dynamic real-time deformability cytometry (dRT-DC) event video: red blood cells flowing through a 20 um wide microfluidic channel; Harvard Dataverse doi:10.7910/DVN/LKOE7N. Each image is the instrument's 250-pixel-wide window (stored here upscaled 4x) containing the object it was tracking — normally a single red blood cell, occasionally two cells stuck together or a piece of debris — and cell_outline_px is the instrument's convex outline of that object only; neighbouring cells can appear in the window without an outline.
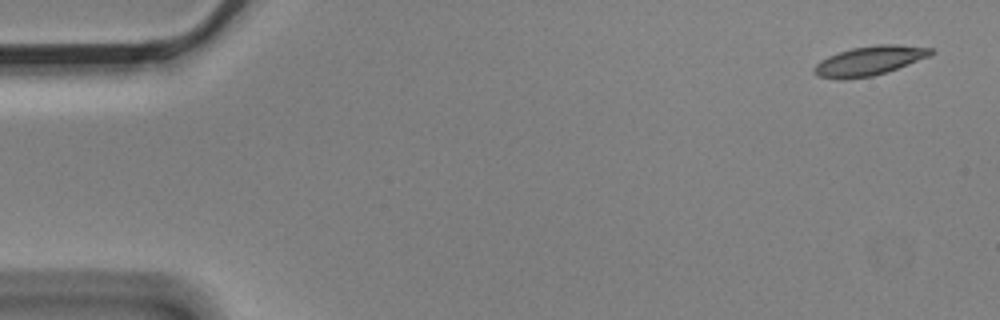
{"species": "Egyptian fruit bat (a non-hibernating species)", "species_latin": "Rousettus aegyptiacus", "temperature_condition": "cold", "stored_images_in_passage": 4, "camera_frame_rate_fps": 3000, "um_per_image_px": 0.085, "animal": {"sex": "male"}, "frame": {"image": 1, "passage_image": 1, "time_ms": 0.0, "image_size_px": [1000, 320], "cell_outline_px": [[936, 52], [928, 56], [896, 68], [872, 76], [840, 80], [816, 76], [812, 72], [812, 68], [820, 60], [828, 56], [852, 48], [876, 44], [896, 44], [932, 48]], "centroid_in_image_um": [73.83, 5.16], "position_along_channel_um": 11.2, "area_um2": 19.83}}
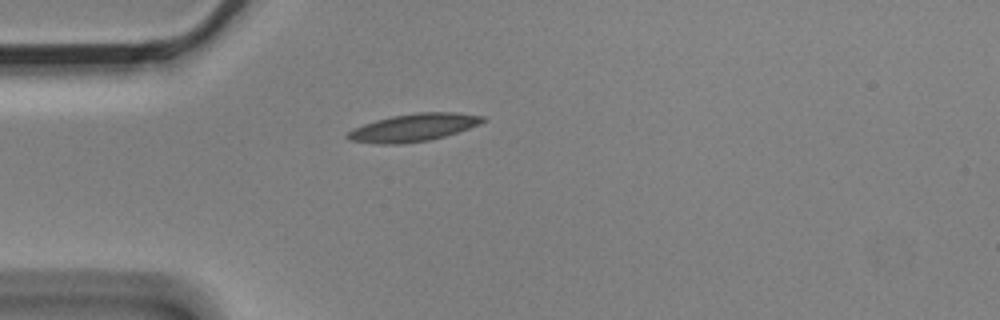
{"frame": {"image": 2, "passage_image": 4, "time_ms": 1.0, "image_size_px": [1000, 320], "cell_outline_px": [[488, 120], [480, 124], [444, 136], [428, 140], [400, 144], [376, 144], [348, 140], [344, 136], [352, 128], [376, 120], [392, 116], [416, 112], [456, 112], [484, 116]], "centroid_in_image_um": [35.12, 10.84], "position_along_channel_um": 49.9, "area_um2": 21.85}}